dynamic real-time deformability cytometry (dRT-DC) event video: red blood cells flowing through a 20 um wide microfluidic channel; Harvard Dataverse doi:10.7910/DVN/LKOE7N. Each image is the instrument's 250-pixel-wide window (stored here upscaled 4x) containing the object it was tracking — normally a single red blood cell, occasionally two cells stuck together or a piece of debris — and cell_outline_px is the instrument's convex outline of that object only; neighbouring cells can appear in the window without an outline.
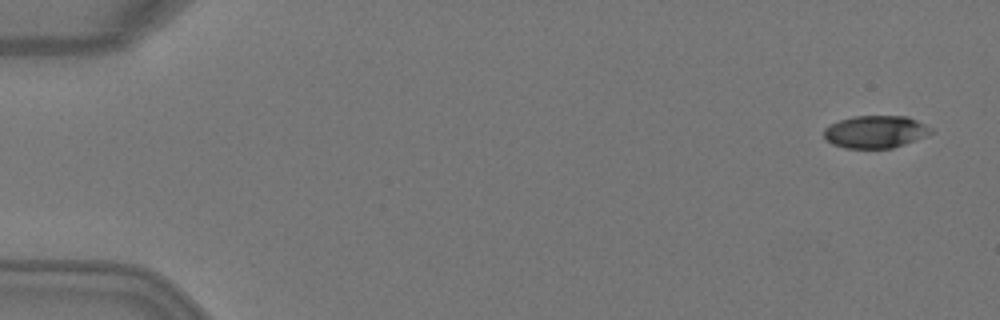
{"species": "Egyptian fruit bat (a non-hibernating species)", "species_latin": "Rousettus aegyptiacus", "temperature_condition": "warm", "stored_images_in_passage": 5, "camera_frame_rate_fps": 3000, "um_per_image_px": 0.085, "animal": {"sex": "female"}, "frame": {"image": 1, "passage_image": 1, "time_ms": 0.0, "image_size_px": [1000, 320], "cell_outline_px": [[936, 132], [892, 148], [844, 148], [832, 144], [824, 136], [824, 128], [840, 120], [852, 116], [908, 116], [932, 128]], "centroid_in_image_um": [74.43, 11.2], "position_along_channel_um": 10.6, "area_um2": 20.17}}
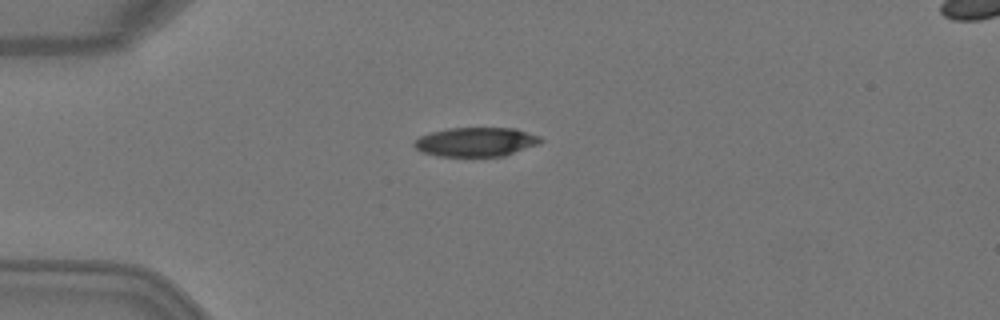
{"frame": {"image": 2, "passage_image": 4, "time_ms": 1.0, "image_size_px": [1000, 320], "cell_outline_px": [[544, 140], [540, 144], [504, 156], [436, 156], [420, 152], [416, 148], [416, 140], [420, 136], [432, 132], [448, 128], [516, 128], [540, 136]], "centroid_in_image_um": [40.51, 12.06], "position_along_channel_um": 44.5, "area_um2": 21.5}}